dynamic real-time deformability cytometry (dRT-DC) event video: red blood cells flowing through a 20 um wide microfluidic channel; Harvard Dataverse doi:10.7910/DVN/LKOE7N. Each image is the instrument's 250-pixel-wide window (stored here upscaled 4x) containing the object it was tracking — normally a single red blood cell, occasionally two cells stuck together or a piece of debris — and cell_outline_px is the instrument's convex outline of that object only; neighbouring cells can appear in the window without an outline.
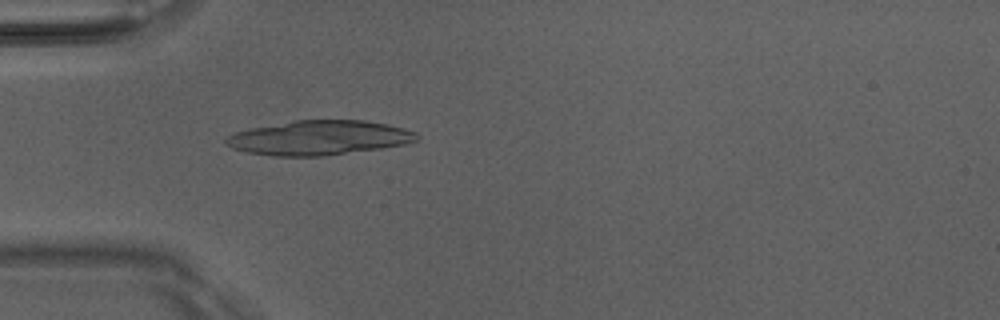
{"species": "Egyptian fruit bat (a non-hibernating species)", "species_latin": "Rousettus aegyptiacus", "temperature_condition": "room temperature", "stored_images_in_passage": 50, "camera_frame_rate_fps": 3000, "um_per_image_px": 0.085, "animal": {"sex": "male"}, "frame": {"image": 1, "passage_image": 15, "time_ms": 4.667, "image_size_px": [1000, 320], "cell_outline_px": [[420, 136], [416, 140], [404, 144], [380, 148], [324, 156], [276, 156], [248, 152], [232, 148], [224, 144], [224, 140], [228, 136], [236, 132], [252, 128], [296, 120], [364, 120], [388, 124], [404, 128], [416, 132]], "centroid_in_image_um": [27.13, 11.71], "position_along_channel_um": 57.9, "area_um2": 38.15}}
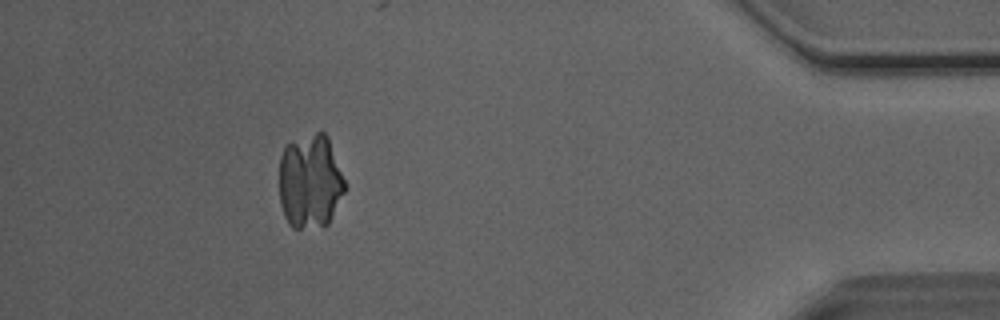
{"frame": {"image": 2, "passage_image": 45, "time_ms": 14.667, "image_size_px": [1000, 320], "cell_outline_px": [[344, 192], [328, 224], [324, 228], [292, 228], [288, 224], [284, 216], [280, 204], [280, 156], [284, 148], [288, 144], [316, 132], [324, 132], [328, 136], [344, 180]], "centroid_in_image_um": [26.35, 15.47], "position_along_channel_um": 408.9, "area_um2": 35.95}}